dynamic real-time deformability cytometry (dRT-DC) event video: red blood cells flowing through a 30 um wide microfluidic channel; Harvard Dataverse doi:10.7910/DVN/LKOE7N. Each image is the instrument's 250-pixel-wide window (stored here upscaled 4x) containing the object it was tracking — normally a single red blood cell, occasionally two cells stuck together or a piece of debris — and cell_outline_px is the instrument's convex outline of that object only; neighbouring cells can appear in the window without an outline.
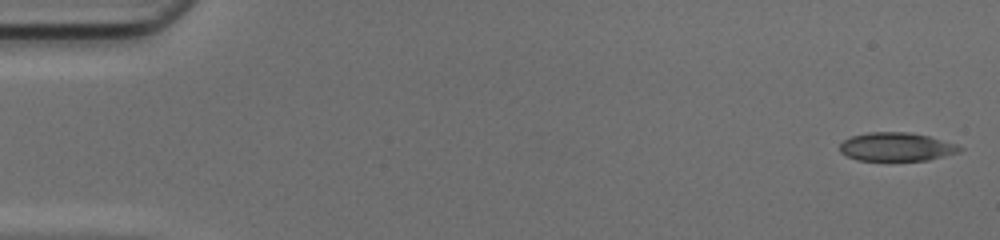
{"species": "common noctule bat (a hibernating species)", "species_latin": "Nyctalus noctula", "temperature_condition": "cold", "stored_images_in_passage": 49, "camera_frame_rate_fps": 3000, "um_per_image_px": 0.085, "animal": {"sex": "female", "body_mass_g": 17.0, "forearm_length_mm": 48.0}, "frame": {"image": 1, "passage_image": 1, "time_ms": 0.0, "image_size_px": [1000, 240], "cell_outline_px": [[964, 148], [956, 152], [924, 160], [856, 160], [840, 152], [840, 144], [844, 140], [852, 136], [868, 132], [908, 132], [928, 136], [956, 144]], "centroid_in_image_um": [76.14, 12.47], "position_along_channel_um": 8.9, "area_um2": 19.54}}
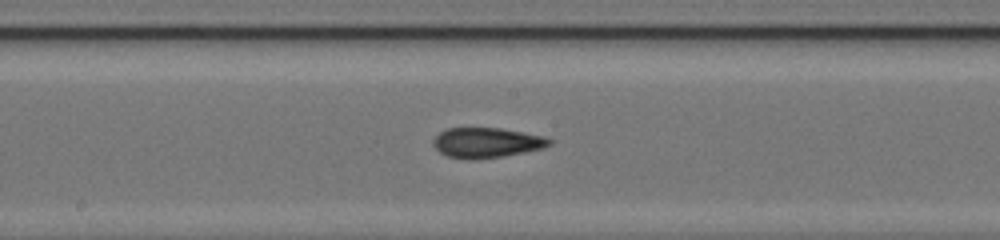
{"frame": {"image": 2, "passage_image": 26, "time_ms": 8.333, "image_size_px": [1000, 240], "cell_outline_px": [[552, 144], [544, 148], [504, 156], [476, 160], [468, 160], [448, 156], [440, 152], [432, 144], [432, 140], [440, 132], [448, 128], [500, 128], [544, 136], [552, 140]], "centroid_in_image_um": [41.36, 12.13], "position_along_channel_um": 206.8, "area_um2": 20.46}}
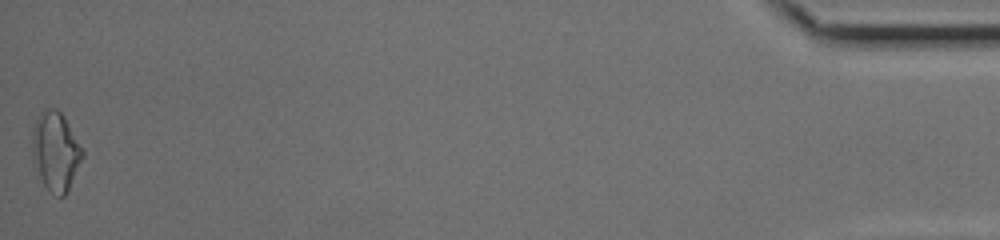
{"frame": {"image": 3, "passage_image": 49, "time_ms": 16.0, "image_size_px": [1000, 240], "cell_outline_px": [[84, 156], [64, 196], [56, 196], [48, 192], [32, 160], [32, 128], [40, 112], [48, 108], [56, 108], [64, 116], [84, 148]], "centroid_in_image_um": [4.73, 12.84], "position_along_channel_um": 430.5, "area_um2": 23.24}, "authors_computed_cell_mechanics": {"area_um2": 20.1144, "velocity_mm_per_s": 4.1997, "shape_relaxation_time_tau1_ms": null, "shape_relaxation_time_tau2_ms": 3.2167, "deformation_change_tau1": null, "deformation_change_tau2": 0.097}}